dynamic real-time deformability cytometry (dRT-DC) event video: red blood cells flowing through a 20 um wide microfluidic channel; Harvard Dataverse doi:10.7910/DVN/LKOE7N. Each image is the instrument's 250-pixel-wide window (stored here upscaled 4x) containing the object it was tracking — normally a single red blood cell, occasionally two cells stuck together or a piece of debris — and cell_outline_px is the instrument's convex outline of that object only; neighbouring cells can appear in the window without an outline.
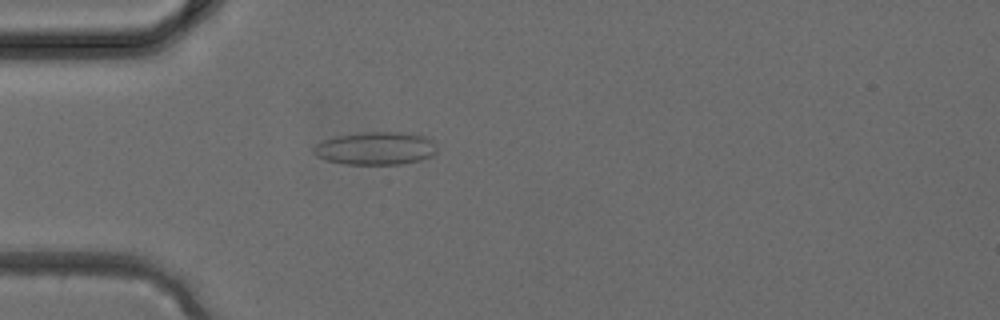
{"species": "common noctule bat (a hibernating species)", "species_latin": "Nyctalus noctula", "temperature_condition": "cold", "stored_images_in_passage": 37, "camera_frame_rate_fps": 3000, "um_per_image_px": 0.085, "animal": {"sex": "female", "body_mass_g": 24.6, "forearm_length_mm": 56.2}, "frame": {"image": 1, "passage_image": 11, "time_ms": 3.333, "image_size_px": [1000, 320], "cell_outline_px": [[436, 152], [432, 156], [420, 160], [404, 164], [344, 164], [324, 160], [316, 156], [312, 152], [312, 148], [316, 144], [324, 140], [336, 136], [364, 132], [400, 132], [424, 136], [432, 140], [436, 144]], "centroid_in_image_um": [31.91, 12.62], "position_along_channel_um": 53.1, "area_um2": 23.81}}
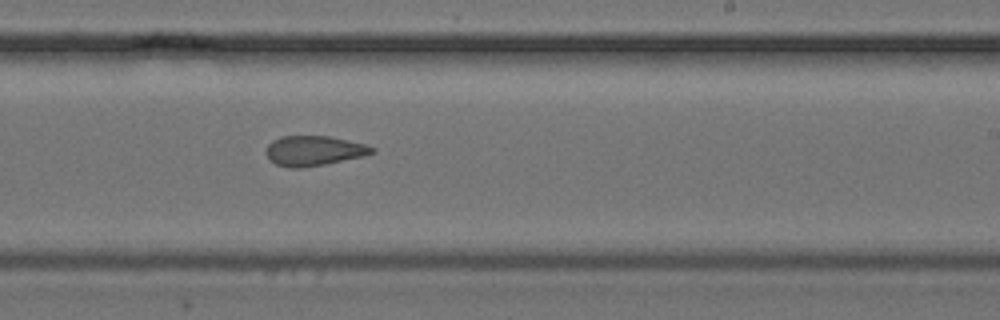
{"frame": {"image": 2, "passage_image": 23, "time_ms": 7.333, "image_size_px": [1000, 320], "cell_outline_px": [[376, 152], [364, 156], [324, 164], [300, 168], [292, 168], [276, 164], [264, 152], [268, 144], [272, 140], [280, 136], [328, 136], [368, 144], [376, 148]], "centroid_in_image_um": [26.71, 12.8], "position_along_channel_um": 262.3, "area_um2": 18.55}}
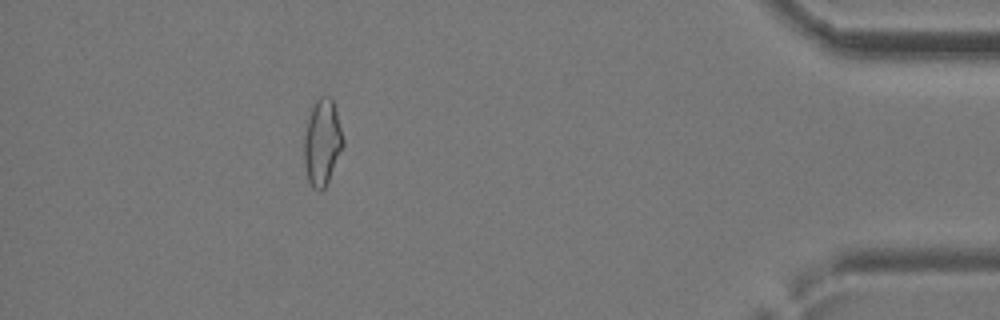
{"frame": {"image": 3, "passage_image": 34, "time_ms": 11.0, "image_size_px": [1000, 320], "cell_outline_px": [[344, 144], [328, 180], [324, 188], [320, 192], [312, 188], [308, 180], [304, 164], [304, 136], [308, 120], [312, 108], [316, 100], [320, 96], [328, 96], [332, 100], [336, 112], [344, 140]], "centroid_in_image_um": [27.37, 12.13], "position_along_channel_um": 407.8, "area_um2": 19.25}}